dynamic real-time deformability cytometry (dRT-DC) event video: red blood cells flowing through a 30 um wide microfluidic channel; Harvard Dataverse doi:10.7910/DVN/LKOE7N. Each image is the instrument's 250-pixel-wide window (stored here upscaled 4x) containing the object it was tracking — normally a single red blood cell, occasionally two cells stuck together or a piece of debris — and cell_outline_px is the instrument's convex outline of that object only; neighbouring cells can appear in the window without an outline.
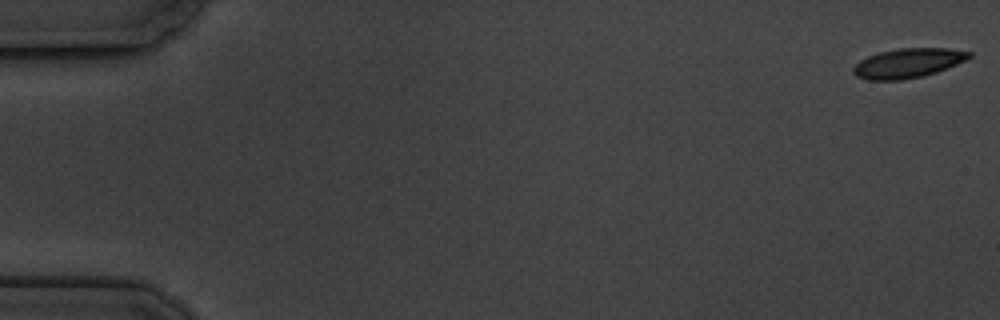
{"species": "common noctule bat (a hibernating species)", "species_latin": "Nyctalus noctula", "temperature_condition": "cold", "stored_images_in_passage": 9, "segment_of_instrument_passage": [2, 2], "camera_frame_rate_fps": 3000, "um_per_image_px": 0.085, "animal": {"sex": "male", "body_mass_g": 19.5, "forearm_length_mm": 54.6}, "frame": {"image": 1, "passage_image": 9, "time_ms": 5.333, "image_size_px": [1000, 320], "cell_outline_px": [[972, 56], [956, 64], [936, 72], [924, 76], [900, 80], [868, 80], [856, 76], [852, 72], [852, 68], [860, 60], [868, 56], [880, 52], [900, 48], [948, 48], [972, 52]], "centroid_in_image_um": [77.16, 5.36], "position_along_channel_um": 7.8, "area_um2": 19.83}}